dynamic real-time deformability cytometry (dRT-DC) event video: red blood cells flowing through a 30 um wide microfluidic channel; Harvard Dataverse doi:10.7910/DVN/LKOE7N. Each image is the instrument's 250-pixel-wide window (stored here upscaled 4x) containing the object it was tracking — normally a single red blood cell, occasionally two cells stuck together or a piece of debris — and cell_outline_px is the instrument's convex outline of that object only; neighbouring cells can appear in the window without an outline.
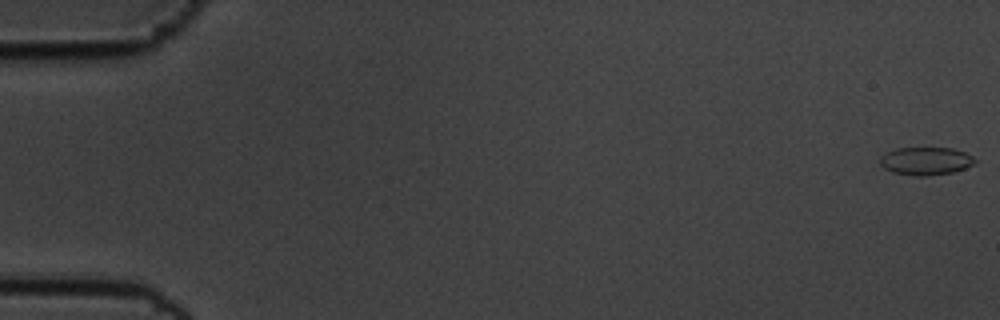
{"species": "common noctule bat (a hibernating species)", "species_latin": "Nyctalus noctula", "temperature_condition": "cold", "stored_images_in_passage": 57, "camera_frame_rate_fps": 3000, "um_per_image_px": 0.085, "animal": {"sex": "male", "body_mass_g": 19.5, "forearm_length_mm": 54.6}, "frame": {"image": 1, "passage_image": 1, "time_ms": 0.0, "image_size_px": [1000, 320], "cell_outline_px": [[976, 160], [972, 164], [964, 168], [952, 172], [928, 176], [916, 176], [892, 172], [884, 168], [880, 164], [880, 156], [896, 148], [952, 148], [964, 152], [972, 156]], "centroid_in_image_um": [78.66, 13.69], "position_along_channel_um": 6.3, "area_um2": 15.32}}
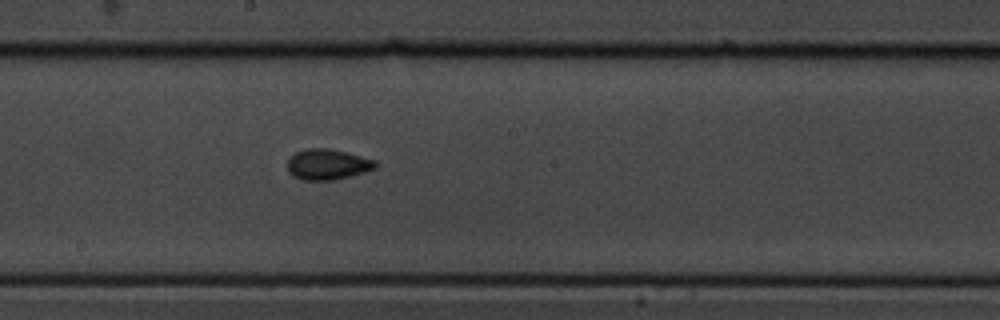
{"frame": {"image": 2, "passage_image": 32, "time_ms": 10.333, "image_size_px": [1000, 320], "cell_outline_px": [[376, 168], [364, 172], [332, 180], [304, 180], [288, 172], [288, 160], [296, 152], [308, 148], [328, 148], [348, 152], [376, 160]], "centroid_in_image_um": [27.86, 13.96], "position_along_channel_um": 220.3, "area_um2": 15.55}}
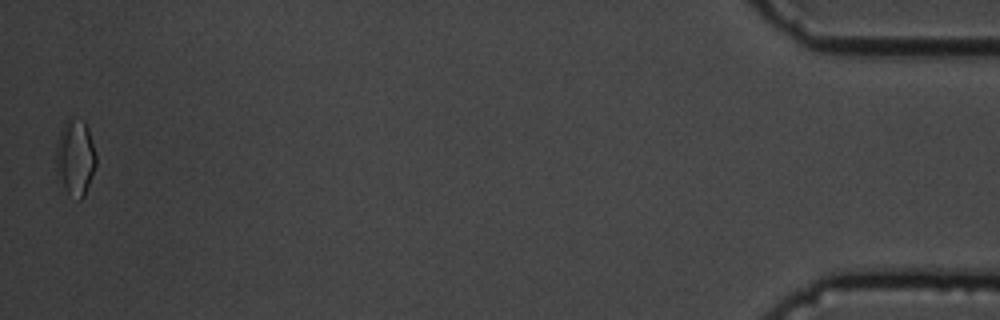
{"frame": {"image": 3, "passage_image": 57, "time_ms": 18.667, "image_size_px": [1000, 320], "cell_outline_px": [[96, 164], [84, 196], [80, 200], [68, 192], [56, 168], [56, 144], [60, 132], [64, 124], [68, 120], [84, 120], [88, 128], [96, 156]], "centroid_in_image_um": [6.42, 13.36], "position_along_channel_um": 428.8, "area_um2": 17.05}, "authors_computed_cell_mechanics": {"area_um2": 15.317, "velocity_mm_per_s": 3.557, "shape_relaxation_time_tau1_ms": 6.785, "shape_relaxation_time_tau2_ms": 2.785, "deformation_change_tau1": 0.0882, "deformation_change_tau2": 0.068}}